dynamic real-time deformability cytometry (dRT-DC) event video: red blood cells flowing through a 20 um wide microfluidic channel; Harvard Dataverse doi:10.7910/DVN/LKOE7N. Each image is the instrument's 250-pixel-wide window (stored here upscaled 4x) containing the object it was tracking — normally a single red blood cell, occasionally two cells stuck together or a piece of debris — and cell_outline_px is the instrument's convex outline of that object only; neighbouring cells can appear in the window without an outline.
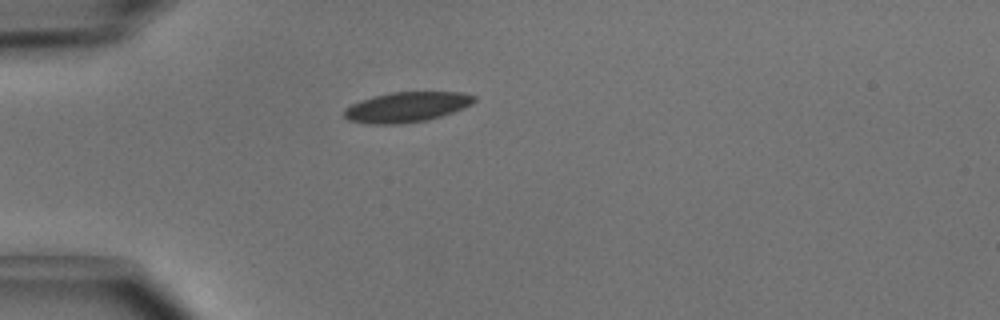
{"species": "common noctule bat (a hibernating species)", "species_latin": "Nyctalus noctula", "temperature_condition": "cold", "stored_images_in_passage": 34, "camera_frame_rate_fps": 3000, "um_per_image_px": 0.085, "animal": {"sex": "male", "body_mass_g": 15.6}, "frame": {"image": 1, "passage_image": 1, "time_ms": 0.0, "image_size_px": [1000, 320], "cell_outline_px": [[476, 100], [472, 104], [464, 108], [428, 120], [396, 124], [376, 124], [348, 120], [344, 116], [344, 108], [360, 100], [372, 96], [392, 92], [464, 92], [476, 96]], "centroid_in_image_um": [34.58, 9.09], "position_along_channel_um": 50.4, "area_um2": 22.83}}
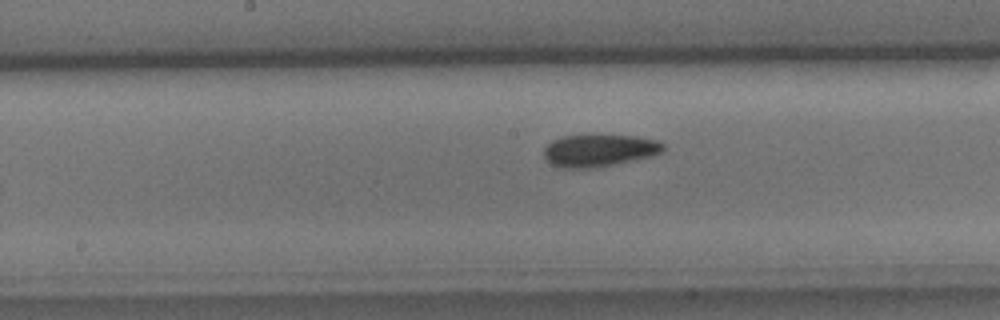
{"frame": {"image": 2, "passage_image": 13, "time_ms": 4.0, "image_size_px": [1000, 320], "cell_outline_px": [[664, 152], [652, 156], [592, 168], [560, 168], [544, 160], [544, 148], [552, 140], [560, 136], [636, 136], [660, 140], [664, 144]], "centroid_in_image_um": [50.93, 12.79], "position_along_channel_um": 197.3, "area_um2": 22.37}}
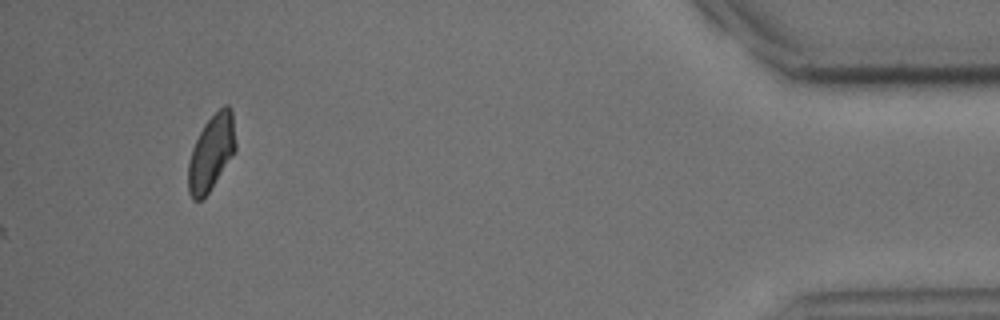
{"frame": {"image": 3, "passage_image": 34, "time_ms": 11.0, "image_size_px": [1000, 320], "cell_outline_px": [[236, 148], [232, 156], [208, 192], [200, 200], [192, 200], [188, 192], [188, 164], [192, 148], [204, 124], [224, 104], [228, 104], [232, 108], [236, 144]], "centroid_in_image_um": [17.96, 12.95], "position_along_channel_um": 417.2, "area_um2": 20.63}, "authors_computed_cell_mechanics": {"area_um2": 22.2241, "velocity_mm_per_s": 4.0305, "shape_relaxation_time_tau1_ms": 6.1109, "shape_relaxation_time_tau2_ms": null, "deformation_change_tau1": 0.1278, "deformation_change_tau2": null}}